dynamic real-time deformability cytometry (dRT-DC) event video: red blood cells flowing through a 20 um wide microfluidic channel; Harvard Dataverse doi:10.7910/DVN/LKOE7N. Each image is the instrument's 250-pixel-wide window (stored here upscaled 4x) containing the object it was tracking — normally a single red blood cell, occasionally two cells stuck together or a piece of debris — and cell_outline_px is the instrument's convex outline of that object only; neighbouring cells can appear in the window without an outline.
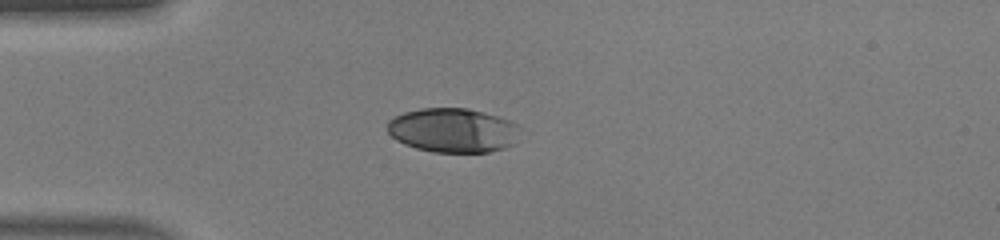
{"species": "human", "species_latin": "Homo sapiens", "temperature_condition": "warm", "stored_images_in_passage": 37, "camera_frame_rate_fps": 3000, "um_per_image_px": 0.085, "donor": {"sex": "male"}, "frame": {"image": 1, "passage_image": 1, "time_ms": 0.0, "image_size_px": [1000, 240], "cell_outline_px": [[520, 128], [512, 144], [504, 148], [488, 152], [432, 152], [416, 148], [404, 144], [396, 140], [388, 132], [388, 120], [404, 112], [420, 108], [468, 108], [484, 112], [508, 120], [516, 124]], "centroid_in_image_um": [38.47, 11.07], "position_along_channel_um": 46.5, "area_um2": 34.1}}
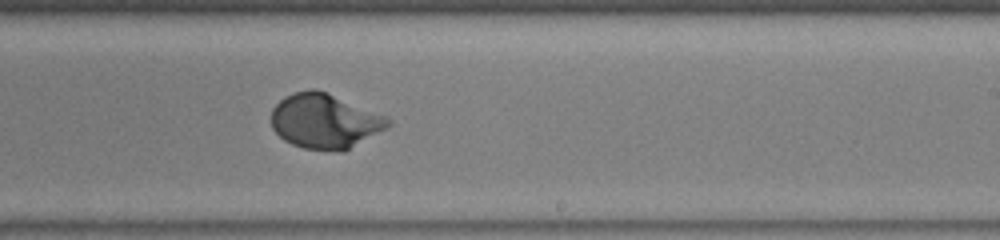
{"frame": {"image": 2, "passage_image": 18, "time_ms": 5.667, "image_size_px": [1000, 240], "cell_outline_px": [[392, 124], [344, 152], [340, 152], [304, 148], [292, 144], [284, 140], [272, 128], [272, 108], [284, 96], [296, 92], [312, 88], [316, 88], [328, 92], [388, 116], [392, 120]], "centroid_in_image_um": [27.63, 10.28], "position_along_channel_um": 261.4, "area_um2": 37.51}}
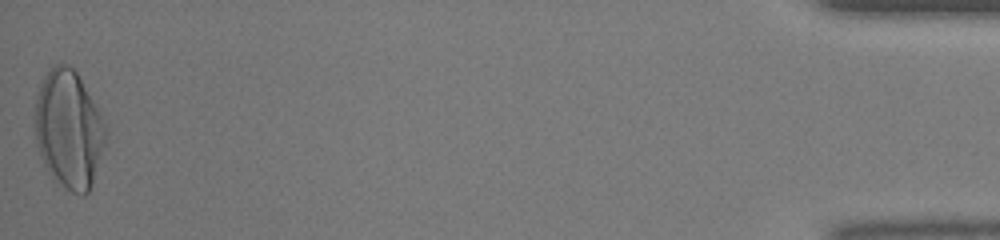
{"frame": {"image": 3, "passage_image": 37, "time_ms": 12.0, "image_size_px": [1000, 240], "cell_outline_px": [[108, 136], [92, 184], [88, 192], [84, 196], [72, 192], [56, 184], [40, 152], [36, 140], [36, 100], [40, 84], [44, 76], [52, 64], [68, 64], [76, 72], [96, 108], [108, 132]], "centroid_in_image_um": [5.86, 11.02], "position_along_channel_um": 429.3, "area_um2": 47.97}, "authors_computed_cell_mechanics": {"area_um2": 36.2406, "velocity_mm_per_s": 4.1445, "shape_relaxation_time_tau1_ms": 2.8599, "shape_relaxation_time_tau2_ms": null, "deformation_change_tau1": 0.1968, "deformation_change_tau2": null}}